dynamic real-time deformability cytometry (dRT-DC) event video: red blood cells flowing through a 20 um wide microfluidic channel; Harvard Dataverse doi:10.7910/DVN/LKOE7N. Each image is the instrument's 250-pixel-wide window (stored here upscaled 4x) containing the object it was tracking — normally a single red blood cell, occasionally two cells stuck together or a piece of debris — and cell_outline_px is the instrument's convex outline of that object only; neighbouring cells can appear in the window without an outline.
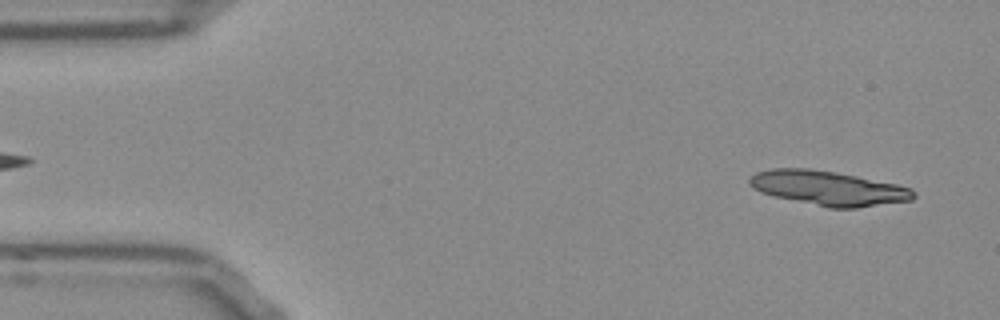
{"species": "Egyptian fruit bat (a non-hibernating species)", "species_latin": "Rousettus aegyptiacus", "temperature_condition": "room temperature", "stored_images_in_passage": 51, "segment_of_instrument_passage": [1, 2], "camera_frame_rate_fps": 3000, "um_per_image_px": 0.085, "frame": {"image": 1, "passage_image": 2, "time_ms": 0.333, "image_size_px": [1000, 320], "cell_outline_px": [[916, 196], [912, 200], [856, 208], [828, 208], [772, 196], [760, 192], [752, 188], [748, 184], [748, 180], [756, 172], [772, 168], [808, 168], [836, 172], [896, 184], [912, 188], [916, 192]], "centroid_in_image_um": [70.38, 16.0], "position_along_channel_um": 14.6, "area_um2": 33.18}}